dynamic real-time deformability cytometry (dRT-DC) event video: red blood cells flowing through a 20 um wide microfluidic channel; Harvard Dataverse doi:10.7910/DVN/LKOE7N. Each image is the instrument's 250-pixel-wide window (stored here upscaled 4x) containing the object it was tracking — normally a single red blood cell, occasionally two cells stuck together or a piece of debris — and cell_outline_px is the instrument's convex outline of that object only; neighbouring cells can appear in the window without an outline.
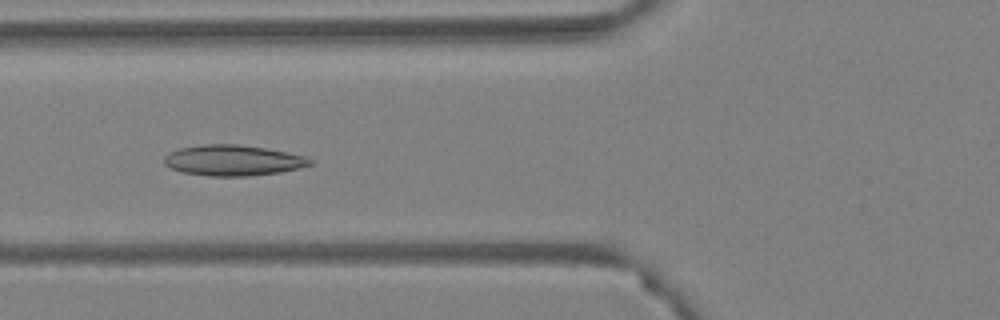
{"species": "Egyptian fruit bat (a non-hibernating species)", "species_latin": "Rousettus aegyptiacus", "temperature_condition": "warm", "stored_images_in_passage": 39, "camera_frame_rate_fps": 3000, "um_per_image_px": 0.085, "animal": {"sex": "female"}, "frame": {"image": 1, "passage_image": 5, "time_ms": 1.333, "image_size_px": [1000, 320], "cell_outline_px": [[316, 160], [312, 164], [300, 168], [280, 172], [248, 176], [208, 176], [184, 172], [172, 168], [164, 164], [164, 156], [180, 148], [204, 144], [236, 144], [264, 148], [304, 156]], "centroid_in_image_um": [19.83, 13.63], "position_along_channel_um": 106.0, "area_um2": 25.89}}
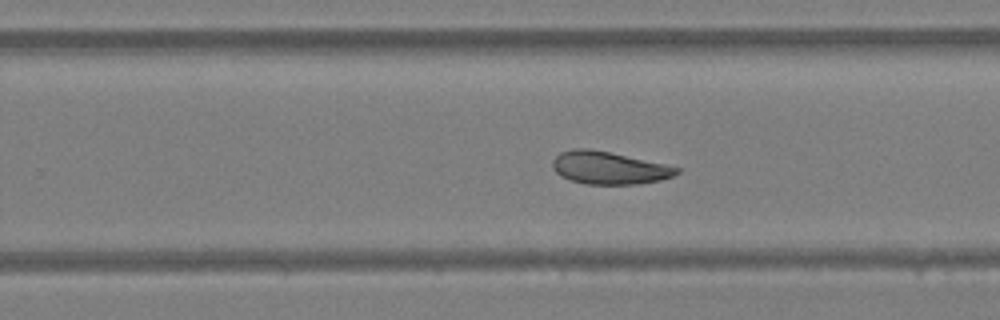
{"frame": {"image": 2, "passage_image": 19, "time_ms": 6.0, "image_size_px": [1000, 320], "cell_outline_px": [[680, 172], [672, 176], [660, 180], [640, 184], [584, 184], [560, 176], [552, 168], [552, 160], [560, 152], [572, 148], [588, 148], [608, 152], [664, 164], [680, 168]], "centroid_in_image_um": [51.72, 14.27], "position_along_channel_um": 278.1, "area_um2": 23.47}}
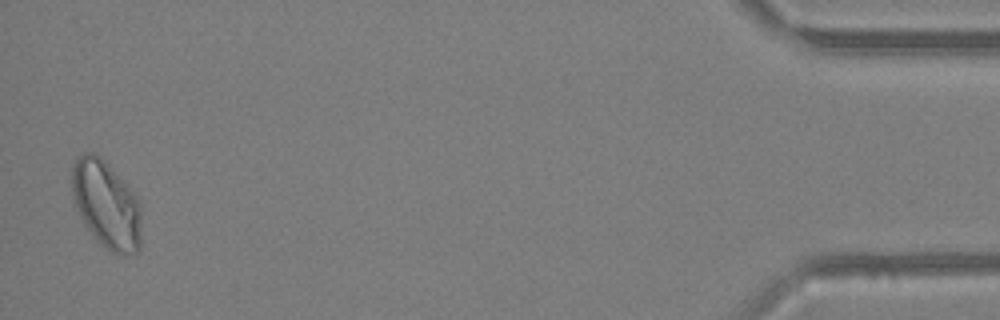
{"frame": {"image": 3, "passage_image": 38, "time_ms": 12.333, "image_size_px": [1000, 320], "cell_outline_px": [[140, 248], [136, 252], [112, 252], [100, 244], [96, 240], [84, 224], [76, 212], [72, 192], [72, 164], [76, 156], [84, 152], [96, 152], [108, 164], [140, 200]], "centroid_in_image_um": [8.99, 17.34], "position_along_channel_um": 426.2, "area_um2": 35.49}, "authors_computed_cell_mechanics": {"area_um2": 25.0852, "velocity_mm_per_s": 3.6901, "shape_relaxation_time_tau1_ms": null, "shape_relaxation_time_tau2_ms": 7.0429, "deformation_change_tau1": null, "deformation_change_tau2": 0.1058}}